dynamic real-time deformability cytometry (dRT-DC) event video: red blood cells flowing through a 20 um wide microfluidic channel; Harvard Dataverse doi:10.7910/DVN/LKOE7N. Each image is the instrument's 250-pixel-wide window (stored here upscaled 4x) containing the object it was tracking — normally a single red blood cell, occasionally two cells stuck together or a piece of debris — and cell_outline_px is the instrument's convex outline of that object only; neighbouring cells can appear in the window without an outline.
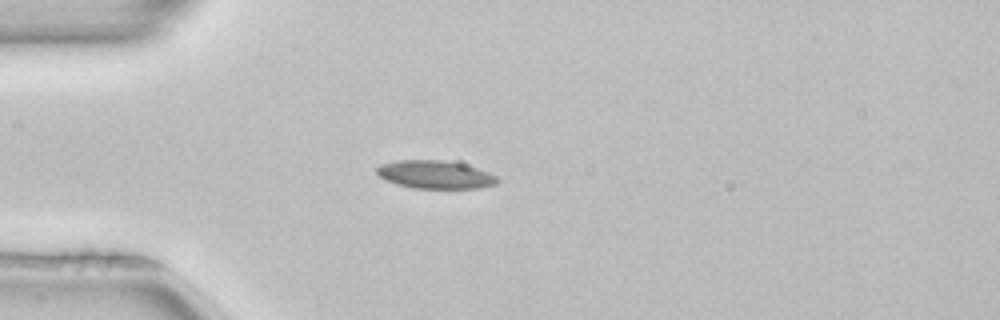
{"species": "common noctule bat (a hibernating species)", "species_latin": "Nyctalus noctula", "temperature_condition": "room temperature", "stored_images_in_passage": 3, "camera_frame_rate_fps": 3000, "um_per_image_px": 0.085, "animal": {"sex": "female", "body_mass_g": 22.7, "forearm_length_mm": 54.2}, "frame": {"image": 1, "passage_image": 3, "time_ms": 0.667, "image_size_px": [1000, 320], "cell_outline_px": [[500, 180], [496, 184], [480, 188], [416, 188], [396, 184], [384, 180], [376, 172], [376, 168], [380, 164], [396, 160], [444, 160], [464, 164], [488, 172], [496, 176]], "centroid_in_image_um": [36.97, 14.84], "position_along_channel_um": 48.0, "area_um2": 19.77}}